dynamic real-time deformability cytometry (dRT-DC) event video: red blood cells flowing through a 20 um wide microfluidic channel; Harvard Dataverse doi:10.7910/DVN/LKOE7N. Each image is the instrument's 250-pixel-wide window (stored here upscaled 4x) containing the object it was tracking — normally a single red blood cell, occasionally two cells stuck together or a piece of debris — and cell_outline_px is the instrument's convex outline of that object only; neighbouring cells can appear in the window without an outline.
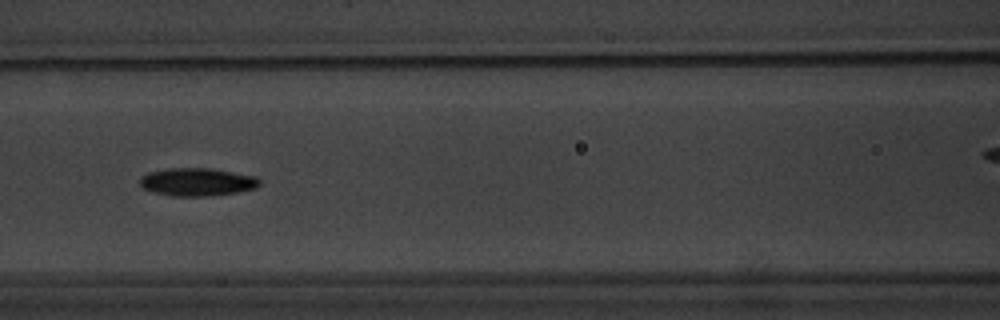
{"species": "common noctule bat (a hibernating species)", "species_latin": "Nyctalus noctula", "temperature_condition": "warm", "stored_images_in_passage": 48, "camera_frame_rate_fps": 3000, "um_per_image_px": 0.085, "animal": {"sex": "male", "body_mass_g": 20.1, "forearm_length_mm": 53.5}, "frame": {"image": 1, "passage_image": 17, "time_ms": 5.333, "image_size_px": [1000, 320], "cell_outline_px": [[260, 184], [256, 188], [236, 192], [204, 196], [172, 196], [152, 192], [144, 188], [140, 184], [140, 176], [148, 172], [168, 168], [212, 168], [256, 176], [260, 180]], "centroid_in_image_um": [16.74, 15.45], "position_along_channel_um": 149.9, "area_um2": 19.54}}
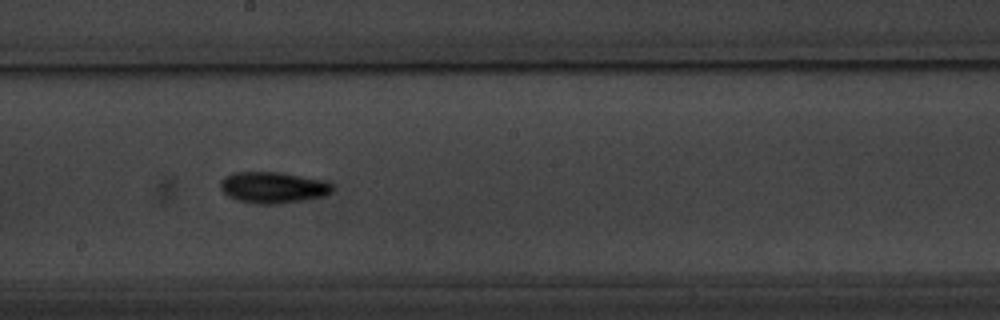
{"frame": {"image": 2, "passage_image": 23, "time_ms": 7.333, "image_size_px": [1000, 320], "cell_outline_px": [[332, 192], [324, 196], [284, 204], [256, 204], [236, 200], [228, 196], [220, 188], [220, 180], [224, 176], [236, 172], [280, 172], [324, 180], [332, 184]], "centroid_in_image_um": [23.2, 15.94], "position_along_channel_um": 225.0, "area_um2": 20.63}}
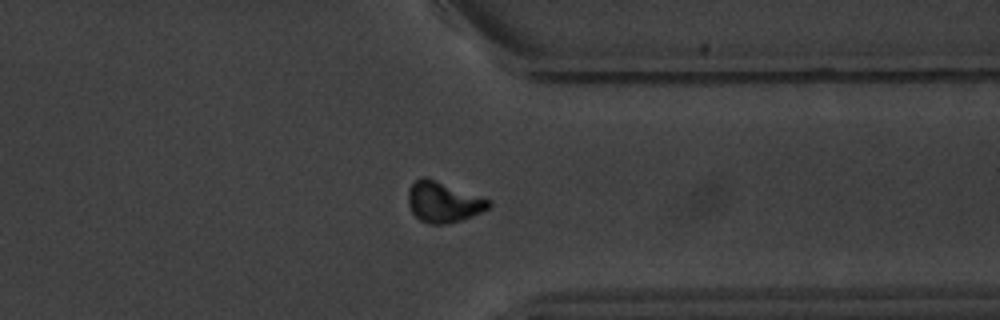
{"frame": {"image": 3, "passage_image": 35, "time_ms": 11.333, "image_size_px": [1000, 320], "cell_outline_px": [[492, 204], [488, 208], [472, 216], [448, 224], [432, 224], [420, 220], [412, 212], [408, 204], [408, 188], [416, 180], [424, 176], [488, 200]], "centroid_in_image_um": [37.63, 17.19], "position_along_channel_um": 373.8, "area_um2": 18.55}, "authors_computed_cell_mechanics": {"area_um2": 18.0914, "velocity_mm_per_s": 3.7665, "shape_relaxation_time_tau1_ms": 2.6445, "shape_relaxation_time_tau2_ms": null, "deformation_change_tau1": 0.1394, "deformation_change_tau2": null}}